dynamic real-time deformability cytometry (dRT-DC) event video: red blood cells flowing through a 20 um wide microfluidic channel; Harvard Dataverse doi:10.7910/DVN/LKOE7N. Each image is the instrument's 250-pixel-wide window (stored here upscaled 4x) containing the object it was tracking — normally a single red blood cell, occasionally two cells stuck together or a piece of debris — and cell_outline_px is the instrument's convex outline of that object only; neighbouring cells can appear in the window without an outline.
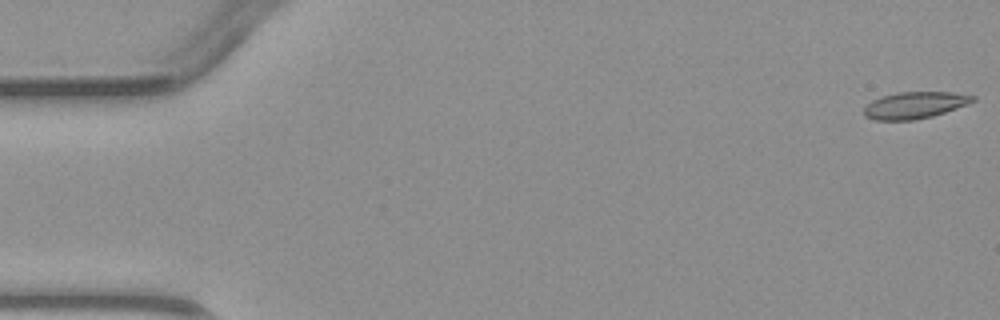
{"species": "common noctule bat (a hibernating species)", "species_latin": "Nyctalus noctula", "temperature_condition": "warm", "stored_images_in_passage": 5, "camera_frame_rate_fps": 3000, "um_per_image_px": 0.085, "animal": {"sex": "male", "body_mass_g": 23.1, "forearm_length_mm": 52.7}, "frame": {"image": 1, "passage_image": 1, "time_ms": 0.0, "image_size_px": [1000, 320], "cell_outline_px": [[976, 100], [968, 104], [932, 116], [916, 120], [872, 120], [864, 116], [864, 108], [872, 100], [896, 92], [952, 92], [976, 96]], "centroid_in_image_um": [77.75, 8.94], "position_along_channel_um": 7.2, "area_um2": 16.94}}
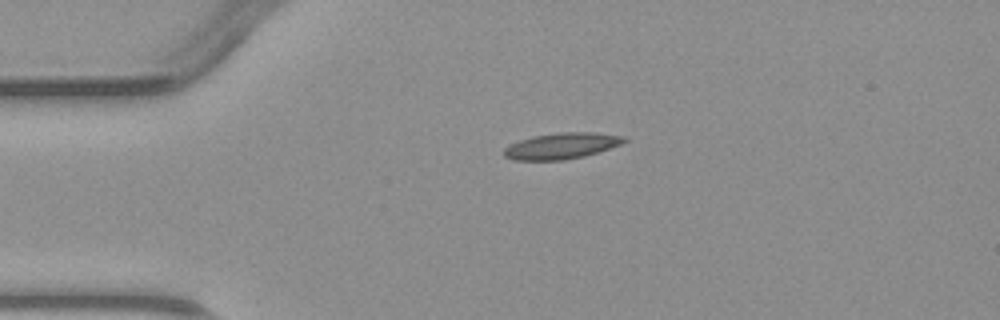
{"frame": {"image": 2, "passage_image": 3, "time_ms": 3.333, "image_size_px": [1000, 320], "cell_outline_px": [[628, 140], [620, 144], [584, 156], [564, 160], [512, 160], [504, 156], [504, 148], [520, 140], [532, 136], [560, 132], [596, 132], [624, 136]], "centroid_in_image_um": [47.72, 12.39], "position_along_channel_um": 37.3, "area_um2": 18.15}}
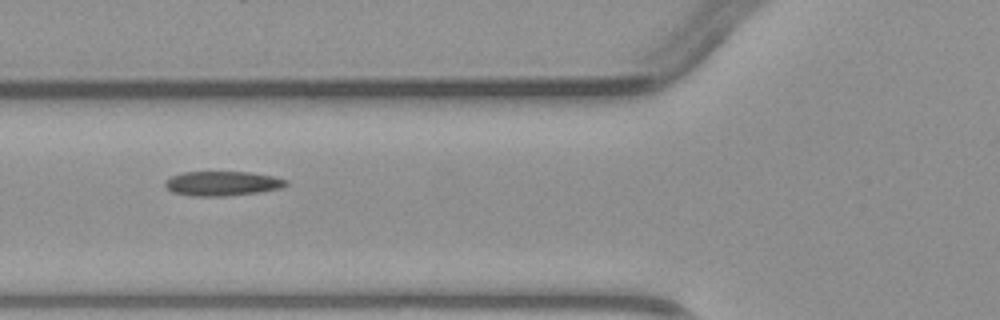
{"frame": {"image": 3, "passage_image": 5, "time_ms": 5.667, "image_size_px": [1000, 320], "cell_outline_px": [[288, 184], [280, 188], [260, 192], [228, 196], [192, 196], [172, 192], [164, 184], [164, 180], [172, 176], [184, 172], [252, 172], [272, 176], [288, 180]], "centroid_in_image_um": [18.9, 15.6], "position_along_channel_um": 106.9, "area_um2": 17.34}}